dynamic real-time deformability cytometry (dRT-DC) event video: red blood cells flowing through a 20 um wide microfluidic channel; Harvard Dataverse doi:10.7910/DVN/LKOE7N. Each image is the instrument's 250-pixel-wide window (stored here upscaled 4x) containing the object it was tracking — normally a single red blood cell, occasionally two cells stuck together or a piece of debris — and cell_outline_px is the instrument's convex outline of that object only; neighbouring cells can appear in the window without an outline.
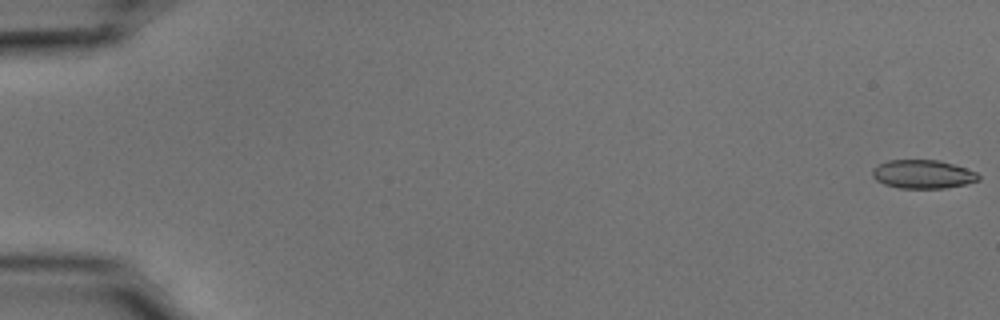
{"species": "common noctule bat (a hibernating species)", "species_latin": "Nyctalus noctula", "temperature_condition": "cold", "stored_images_in_passage": 19, "camera_frame_rate_fps": 3000, "um_per_image_px": 0.085, "animal": {"sex": "male", "body_mass_g": 15.6}, "frame": {"image": 1, "passage_image": 1, "time_ms": 0.0, "image_size_px": [1000, 320], "cell_outline_px": [[980, 180], [964, 184], [944, 188], [900, 188], [884, 184], [876, 180], [872, 176], [872, 168], [876, 164], [888, 160], [940, 160], [956, 164], [976, 172], [980, 176]], "centroid_in_image_um": [78.43, 14.79], "position_along_channel_um": 6.6, "area_um2": 17.86}}
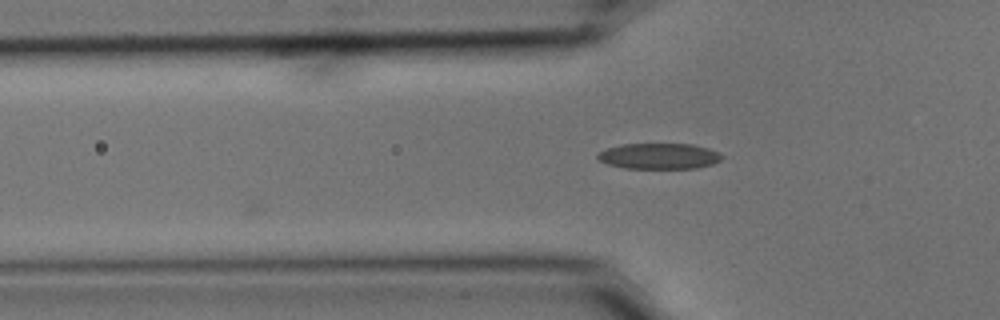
{"frame": {"image": 2, "passage_image": 19, "time_ms": 6.0, "image_size_px": [1000, 320], "cell_outline_px": [[720, 160], [712, 164], [696, 168], [624, 168], [608, 164], [600, 160], [596, 156], [600, 152], [608, 148], [624, 144], [692, 144], [708, 148], [716, 152], [720, 156]], "centroid_in_image_um": [56.0, 13.27], "position_along_channel_um": 69.8, "area_um2": 18.32}}